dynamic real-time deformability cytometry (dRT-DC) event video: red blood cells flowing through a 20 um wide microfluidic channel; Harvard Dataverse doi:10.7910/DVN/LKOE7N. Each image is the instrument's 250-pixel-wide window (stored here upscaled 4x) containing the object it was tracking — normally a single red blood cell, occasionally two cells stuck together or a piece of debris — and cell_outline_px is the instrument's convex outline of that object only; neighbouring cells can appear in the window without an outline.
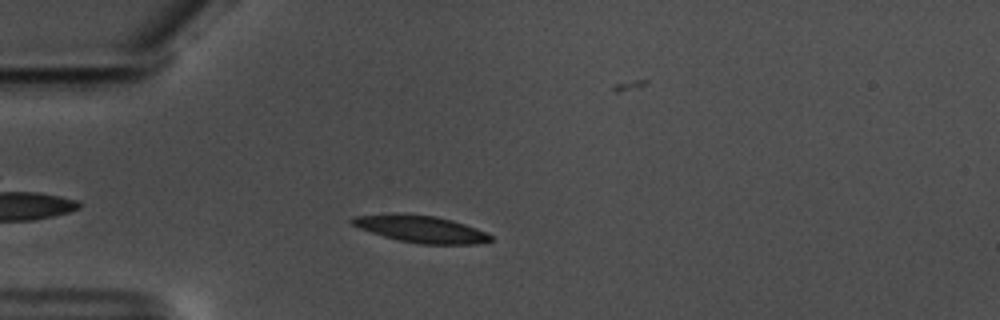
{"species": "common noctule bat (a hibernating species)", "species_latin": "Nyctalus noctula", "temperature_condition": "warm", "stored_images_in_passage": 49, "camera_frame_rate_fps": 3000, "um_per_image_px": 0.085, "animal": {"sex": "male", "body_mass_g": 17.5, "forearm_length_mm": 52.3}, "frame": {"image": 1, "passage_image": 7, "time_ms": 2.0, "image_size_px": [1000, 320], "cell_outline_px": [[492, 240], [484, 244], [420, 244], [396, 240], [360, 228], [352, 224], [348, 220], [352, 216], [396, 212], [436, 216], [452, 220], [476, 228], [492, 236]], "centroid_in_image_um": [35.74, 19.45], "position_along_channel_um": 49.3, "area_um2": 22.08}}
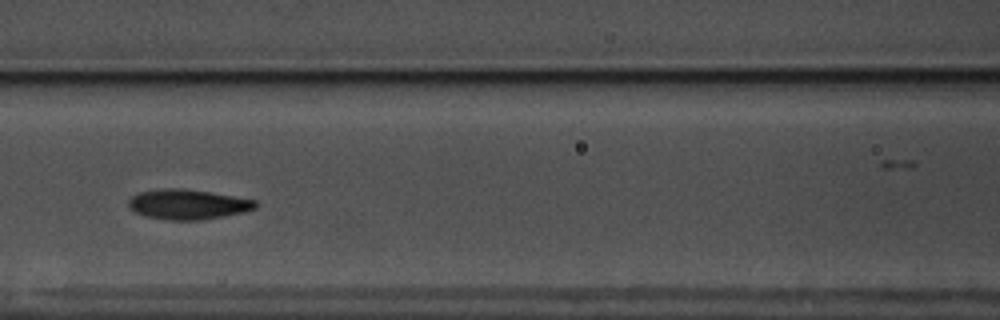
{"frame": {"image": 2, "passage_image": 17, "time_ms": 5.333, "image_size_px": [1000, 320], "cell_outline_px": [[260, 204], [256, 208], [244, 212], [200, 220], [164, 220], [144, 216], [128, 208], [128, 200], [132, 196], [140, 192], [164, 188], [180, 188], [208, 192], [256, 200]], "centroid_in_image_um": [15.95, 17.38], "position_along_channel_um": 150.7, "area_um2": 22.2}}
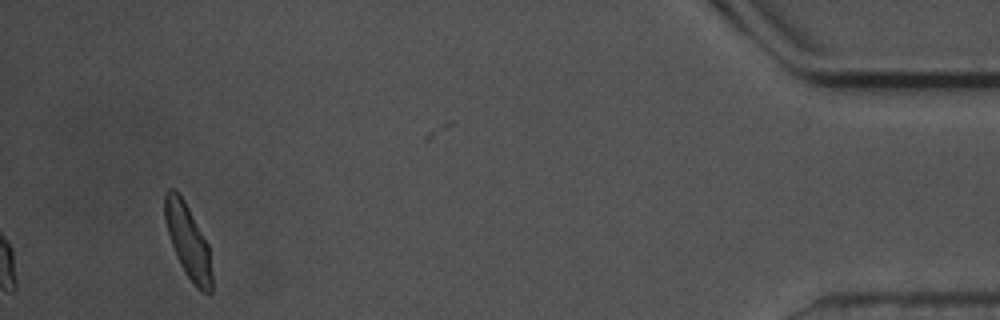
{"frame": {"image": 3, "passage_image": 46, "time_ms": 15.0, "image_size_px": [1000, 320], "cell_outline_px": [[212, 292], [208, 296], [188, 276], [180, 264], [176, 256], [168, 232], [164, 216], [164, 192], [168, 188], [172, 188], [184, 200], [208, 244], [212, 276]], "centroid_in_image_um": [15.97, 20.48], "position_along_channel_um": 419.2, "area_um2": 19.77}, "authors_computed_cell_mechanics": {"area_um2": 21.2126, "velocity_mm_per_s": 3.5201, "shape_relaxation_time_tau1_ms": 3.1256, "shape_relaxation_time_tau2_ms": 1.9329, "deformation_change_tau1": 0.1522, "deformation_change_tau2": 0.0794}}